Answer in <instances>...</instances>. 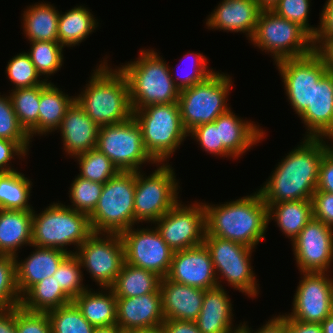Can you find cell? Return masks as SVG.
<instances>
[{
    "label": "cell",
    "mask_w": 333,
    "mask_h": 333,
    "mask_svg": "<svg viewBox=\"0 0 333 333\" xmlns=\"http://www.w3.org/2000/svg\"><path fill=\"white\" fill-rule=\"evenodd\" d=\"M252 328L247 325V322H243L240 332L241 333H288L287 331V318L282 315H275L270 320L266 321L257 330H251Z\"/></svg>",
    "instance_id": "cell-53"
},
{
    "label": "cell",
    "mask_w": 333,
    "mask_h": 333,
    "mask_svg": "<svg viewBox=\"0 0 333 333\" xmlns=\"http://www.w3.org/2000/svg\"><path fill=\"white\" fill-rule=\"evenodd\" d=\"M164 320L161 293L117 297L116 325L124 333L159 326Z\"/></svg>",
    "instance_id": "cell-22"
},
{
    "label": "cell",
    "mask_w": 333,
    "mask_h": 333,
    "mask_svg": "<svg viewBox=\"0 0 333 333\" xmlns=\"http://www.w3.org/2000/svg\"><path fill=\"white\" fill-rule=\"evenodd\" d=\"M155 166L157 169L148 176L142 170L135 172L134 221L138 224L152 225L180 199L179 180L172 165L158 163Z\"/></svg>",
    "instance_id": "cell-10"
},
{
    "label": "cell",
    "mask_w": 333,
    "mask_h": 333,
    "mask_svg": "<svg viewBox=\"0 0 333 333\" xmlns=\"http://www.w3.org/2000/svg\"><path fill=\"white\" fill-rule=\"evenodd\" d=\"M73 159L77 160L79 165L78 176L104 184L110 178L116 176L120 170L97 148L82 153Z\"/></svg>",
    "instance_id": "cell-39"
},
{
    "label": "cell",
    "mask_w": 333,
    "mask_h": 333,
    "mask_svg": "<svg viewBox=\"0 0 333 333\" xmlns=\"http://www.w3.org/2000/svg\"><path fill=\"white\" fill-rule=\"evenodd\" d=\"M182 204L179 200L159 220L155 228L173 252L202 245L206 234L203 202Z\"/></svg>",
    "instance_id": "cell-14"
},
{
    "label": "cell",
    "mask_w": 333,
    "mask_h": 333,
    "mask_svg": "<svg viewBox=\"0 0 333 333\" xmlns=\"http://www.w3.org/2000/svg\"><path fill=\"white\" fill-rule=\"evenodd\" d=\"M5 73L14 85L12 90L30 88L46 83L37 73L28 53L23 51L8 61Z\"/></svg>",
    "instance_id": "cell-44"
},
{
    "label": "cell",
    "mask_w": 333,
    "mask_h": 333,
    "mask_svg": "<svg viewBox=\"0 0 333 333\" xmlns=\"http://www.w3.org/2000/svg\"><path fill=\"white\" fill-rule=\"evenodd\" d=\"M312 218V200L272 203L267 206L268 225L274 220L281 233L292 242Z\"/></svg>",
    "instance_id": "cell-31"
},
{
    "label": "cell",
    "mask_w": 333,
    "mask_h": 333,
    "mask_svg": "<svg viewBox=\"0 0 333 333\" xmlns=\"http://www.w3.org/2000/svg\"><path fill=\"white\" fill-rule=\"evenodd\" d=\"M16 333H52L49 316L16 306Z\"/></svg>",
    "instance_id": "cell-49"
},
{
    "label": "cell",
    "mask_w": 333,
    "mask_h": 333,
    "mask_svg": "<svg viewBox=\"0 0 333 333\" xmlns=\"http://www.w3.org/2000/svg\"><path fill=\"white\" fill-rule=\"evenodd\" d=\"M231 299L225 287L205 290L201 311L195 323L201 333H239V325L234 322ZM233 321V322H232Z\"/></svg>",
    "instance_id": "cell-27"
},
{
    "label": "cell",
    "mask_w": 333,
    "mask_h": 333,
    "mask_svg": "<svg viewBox=\"0 0 333 333\" xmlns=\"http://www.w3.org/2000/svg\"><path fill=\"white\" fill-rule=\"evenodd\" d=\"M316 191L333 193V147L323 156Z\"/></svg>",
    "instance_id": "cell-52"
},
{
    "label": "cell",
    "mask_w": 333,
    "mask_h": 333,
    "mask_svg": "<svg viewBox=\"0 0 333 333\" xmlns=\"http://www.w3.org/2000/svg\"><path fill=\"white\" fill-rule=\"evenodd\" d=\"M310 0H279V2L273 7L277 15L295 22L303 27L312 37L318 30L317 27H313L309 22L310 14Z\"/></svg>",
    "instance_id": "cell-47"
},
{
    "label": "cell",
    "mask_w": 333,
    "mask_h": 333,
    "mask_svg": "<svg viewBox=\"0 0 333 333\" xmlns=\"http://www.w3.org/2000/svg\"><path fill=\"white\" fill-rule=\"evenodd\" d=\"M0 333H16V306L0 309Z\"/></svg>",
    "instance_id": "cell-58"
},
{
    "label": "cell",
    "mask_w": 333,
    "mask_h": 333,
    "mask_svg": "<svg viewBox=\"0 0 333 333\" xmlns=\"http://www.w3.org/2000/svg\"><path fill=\"white\" fill-rule=\"evenodd\" d=\"M30 43V51L27 53L35 66L37 73L43 76L46 82L57 71L61 70L64 63L63 49L59 42L52 41H34Z\"/></svg>",
    "instance_id": "cell-38"
},
{
    "label": "cell",
    "mask_w": 333,
    "mask_h": 333,
    "mask_svg": "<svg viewBox=\"0 0 333 333\" xmlns=\"http://www.w3.org/2000/svg\"><path fill=\"white\" fill-rule=\"evenodd\" d=\"M292 243V251L301 272L331 273L333 264V228L312 218ZM330 269V270H329Z\"/></svg>",
    "instance_id": "cell-18"
},
{
    "label": "cell",
    "mask_w": 333,
    "mask_h": 333,
    "mask_svg": "<svg viewBox=\"0 0 333 333\" xmlns=\"http://www.w3.org/2000/svg\"><path fill=\"white\" fill-rule=\"evenodd\" d=\"M75 101V96H69L56 87L49 80L41 85V96L39 106V136H46L57 131L67 109Z\"/></svg>",
    "instance_id": "cell-32"
},
{
    "label": "cell",
    "mask_w": 333,
    "mask_h": 333,
    "mask_svg": "<svg viewBox=\"0 0 333 333\" xmlns=\"http://www.w3.org/2000/svg\"><path fill=\"white\" fill-rule=\"evenodd\" d=\"M19 124L30 139L39 135V106L41 85L8 92Z\"/></svg>",
    "instance_id": "cell-37"
},
{
    "label": "cell",
    "mask_w": 333,
    "mask_h": 333,
    "mask_svg": "<svg viewBox=\"0 0 333 333\" xmlns=\"http://www.w3.org/2000/svg\"><path fill=\"white\" fill-rule=\"evenodd\" d=\"M57 130L61 134L62 149L71 158L96 148L99 126L87 116L76 100L67 109Z\"/></svg>",
    "instance_id": "cell-23"
},
{
    "label": "cell",
    "mask_w": 333,
    "mask_h": 333,
    "mask_svg": "<svg viewBox=\"0 0 333 333\" xmlns=\"http://www.w3.org/2000/svg\"><path fill=\"white\" fill-rule=\"evenodd\" d=\"M127 333H166L163 325L151 327V328H144V329H138L133 330Z\"/></svg>",
    "instance_id": "cell-61"
},
{
    "label": "cell",
    "mask_w": 333,
    "mask_h": 333,
    "mask_svg": "<svg viewBox=\"0 0 333 333\" xmlns=\"http://www.w3.org/2000/svg\"><path fill=\"white\" fill-rule=\"evenodd\" d=\"M106 56L93 70L83 91L75 100L99 127L124 122L133 116L129 86L117 67L112 69Z\"/></svg>",
    "instance_id": "cell-3"
},
{
    "label": "cell",
    "mask_w": 333,
    "mask_h": 333,
    "mask_svg": "<svg viewBox=\"0 0 333 333\" xmlns=\"http://www.w3.org/2000/svg\"><path fill=\"white\" fill-rule=\"evenodd\" d=\"M232 82L230 75L216 71L204 81L180 91L178 105L188 133L194 127L214 122L231 108L227 101Z\"/></svg>",
    "instance_id": "cell-9"
},
{
    "label": "cell",
    "mask_w": 333,
    "mask_h": 333,
    "mask_svg": "<svg viewBox=\"0 0 333 333\" xmlns=\"http://www.w3.org/2000/svg\"><path fill=\"white\" fill-rule=\"evenodd\" d=\"M81 269L78 257L75 254H69L52 276L72 300L89 288L88 285L83 284L84 274Z\"/></svg>",
    "instance_id": "cell-43"
},
{
    "label": "cell",
    "mask_w": 333,
    "mask_h": 333,
    "mask_svg": "<svg viewBox=\"0 0 333 333\" xmlns=\"http://www.w3.org/2000/svg\"><path fill=\"white\" fill-rule=\"evenodd\" d=\"M72 182L68 191L71 205L66 206L89 216L98 203L104 184L83 179L78 175Z\"/></svg>",
    "instance_id": "cell-41"
},
{
    "label": "cell",
    "mask_w": 333,
    "mask_h": 333,
    "mask_svg": "<svg viewBox=\"0 0 333 333\" xmlns=\"http://www.w3.org/2000/svg\"><path fill=\"white\" fill-rule=\"evenodd\" d=\"M287 319L321 323L333 313V276L328 272H301Z\"/></svg>",
    "instance_id": "cell-17"
},
{
    "label": "cell",
    "mask_w": 333,
    "mask_h": 333,
    "mask_svg": "<svg viewBox=\"0 0 333 333\" xmlns=\"http://www.w3.org/2000/svg\"><path fill=\"white\" fill-rule=\"evenodd\" d=\"M21 298L16 282L15 258L0 255V309L20 306Z\"/></svg>",
    "instance_id": "cell-45"
},
{
    "label": "cell",
    "mask_w": 333,
    "mask_h": 333,
    "mask_svg": "<svg viewBox=\"0 0 333 333\" xmlns=\"http://www.w3.org/2000/svg\"><path fill=\"white\" fill-rule=\"evenodd\" d=\"M133 117L142 130L148 154L157 163H168L188 136L178 103L154 104L132 109ZM182 143V144H181Z\"/></svg>",
    "instance_id": "cell-6"
},
{
    "label": "cell",
    "mask_w": 333,
    "mask_h": 333,
    "mask_svg": "<svg viewBox=\"0 0 333 333\" xmlns=\"http://www.w3.org/2000/svg\"><path fill=\"white\" fill-rule=\"evenodd\" d=\"M203 243L210 252L218 287H223L221 282L224 280L248 298H256L260 287L251 266V256L255 250L216 236H205Z\"/></svg>",
    "instance_id": "cell-11"
},
{
    "label": "cell",
    "mask_w": 333,
    "mask_h": 333,
    "mask_svg": "<svg viewBox=\"0 0 333 333\" xmlns=\"http://www.w3.org/2000/svg\"><path fill=\"white\" fill-rule=\"evenodd\" d=\"M287 331L288 333H322V327L320 323L287 319Z\"/></svg>",
    "instance_id": "cell-57"
},
{
    "label": "cell",
    "mask_w": 333,
    "mask_h": 333,
    "mask_svg": "<svg viewBox=\"0 0 333 333\" xmlns=\"http://www.w3.org/2000/svg\"><path fill=\"white\" fill-rule=\"evenodd\" d=\"M0 139L17 142L27 153L32 142L19 124L8 94L0 95Z\"/></svg>",
    "instance_id": "cell-42"
},
{
    "label": "cell",
    "mask_w": 333,
    "mask_h": 333,
    "mask_svg": "<svg viewBox=\"0 0 333 333\" xmlns=\"http://www.w3.org/2000/svg\"><path fill=\"white\" fill-rule=\"evenodd\" d=\"M94 333H124L118 325L108 327H96Z\"/></svg>",
    "instance_id": "cell-60"
},
{
    "label": "cell",
    "mask_w": 333,
    "mask_h": 333,
    "mask_svg": "<svg viewBox=\"0 0 333 333\" xmlns=\"http://www.w3.org/2000/svg\"><path fill=\"white\" fill-rule=\"evenodd\" d=\"M99 289L101 291L95 292L93 288L89 287L79 294L73 302L81 310L83 317L94 327L116 325L117 297L110 288Z\"/></svg>",
    "instance_id": "cell-29"
},
{
    "label": "cell",
    "mask_w": 333,
    "mask_h": 333,
    "mask_svg": "<svg viewBox=\"0 0 333 333\" xmlns=\"http://www.w3.org/2000/svg\"><path fill=\"white\" fill-rule=\"evenodd\" d=\"M73 300L54 278L48 277L33 285L21 298V307L30 312L47 313Z\"/></svg>",
    "instance_id": "cell-35"
},
{
    "label": "cell",
    "mask_w": 333,
    "mask_h": 333,
    "mask_svg": "<svg viewBox=\"0 0 333 333\" xmlns=\"http://www.w3.org/2000/svg\"><path fill=\"white\" fill-rule=\"evenodd\" d=\"M125 262L167 277L173 256L172 249L154 227L131 228L120 233Z\"/></svg>",
    "instance_id": "cell-15"
},
{
    "label": "cell",
    "mask_w": 333,
    "mask_h": 333,
    "mask_svg": "<svg viewBox=\"0 0 333 333\" xmlns=\"http://www.w3.org/2000/svg\"><path fill=\"white\" fill-rule=\"evenodd\" d=\"M311 200L313 218L333 228V193L315 191Z\"/></svg>",
    "instance_id": "cell-50"
},
{
    "label": "cell",
    "mask_w": 333,
    "mask_h": 333,
    "mask_svg": "<svg viewBox=\"0 0 333 333\" xmlns=\"http://www.w3.org/2000/svg\"><path fill=\"white\" fill-rule=\"evenodd\" d=\"M35 3L24 9L21 19L23 32L29 42H58L59 11L53 4Z\"/></svg>",
    "instance_id": "cell-30"
},
{
    "label": "cell",
    "mask_w": 333,
    "mask_h": 333,
    "mask_svg": "<svg viewBox=\"0 0 333 333\" xmlns=\"http://www.w3.org/2000/svg\"><path fill=\"white\" fill-rule=\"evenodd\" d=\"M332 147L331 139L303 137L300 144L278 162L272 175L258 190L267 206L311 200L317 188L320 163Z\"/></svg>",
    "instance_id": "cell-1"
},
{
    "label": "cell",
    "mask_w": 333,
    "mask_h": 333,
    "mask_svg": "<svg viewBox=\"0 0 333 333\" xmlns=\"http://www.w3.org/2000/svg\"><path fill=\"white\" fill-rule=\"evenodd\" d=\"M189 54L192 57L189 56ZM188 57L193 58L192 60L190 59V61H193V62H191V64H190L191 66L187 67L190 69L186 70L187 68H185L184 71H186V72L183 76L178 73L177 74L179 76L178 75L174 76V74L172 72L174 70V68L172 69V67H169L170 71H171V77L174 81V84L180 91L185 88L192 87L193 85L204 81L209 76H211L214 72H216L212 68L207 66L208 58H206L202 53L188 52L187 54L184 55L183 58L186 60V59H188Z\"/></svg>",
    "instance_id": "cell-46"
},
{
    "label": "cell",
    "mask_w": 333,
    "mask_h": 333,
    "mask_svg": "<svg viewBox=\"0 0 333 333\" xmlns=\"http://www.w3.org/2000/svg\"><path fill=\"white\" fill-rule=\"evenodd\" d=\"M216 128L219 144H223L235 160L266 137L260 125L250 120H242L231 108L216 119Z\"/></svg>",
    "instance_id": "cell-24"
},
{
    "label": "cell",
    "mask_w": 333,
    "mask_h": 333,
    "mask_svg": "<svg viewBox=\"0 0 333 333\" xmlns=\"http://www.w3.org/2000/svg\"><path fill=\"white\" fill-rule=\"evenodd\" d=\"M154 50L141 49L136 60L118 67L127 79L132 109L178 103L180 90L171 77L169 64Z\"/></svg>",
    "instance_id": "cell-4"
},
{
    "label": "cell",
    "mask_w": 333,
    "mask_h": 333,
    "mask_svg": "<svg viewBox=\"0 0 333 333\" xmlns=\"http://www.w3.org/2000/svg\"><path fill=\"white\" fill-rule=\"evenodd\" d=\"M333 37V0H327L320 14L318 30L313 38Z\"/></svg>",
    "instance_id": "cell-54"
},
{
    "label": "cell",
    "mask_w": 333,
    "mask_h": 333,
    "mask_svg": "<svg viewBox=\"0 0 333 333\" xmlns=\"http://www.w3.org/2000/svg\"><path fill=\"white\" fill-rule=\"evenodd\" d=\"M30 179L18 170L0 173V209L33 211L29 203L33 188Z\"/></svg>",
    "instance_id": "cell-36"
},
{
    "label": "cell",
    "mask_w": 333,
    "mask_h": 333,
    "mask_svg": "<svg viewBox=\"0 0 333 333\" xmlns=\"http://www.w3.org/2000/svg\"><path fill=\"white\" fill-rule=\"evenodd\" d=\"M205 236H216L255 249L268 229L267 204L256 192L224 204L204 202Z\"/></svg>",
    "instance_id": "cell-2"
},
{
    "label": "cell",
    "mask_w": 333,
    "mask_h": 333,
    "mask_svg": "<svg viewBox=\"0 0 333 333\" xmlns=\"http://www.w3.org/2000/svg\"><path fill=\"white\" fill-rule=\"evenodd\" d=\"M96 148L122 172L140 171L147 163L158 164L146 151L141 127L133 116L121 123L100 126Z\"/></svg>",
    "instance_id": "cell-12"
},
{
    "label": "cell",
    "mask_w": 333,
    "mask_h": 333,
    "mask_svg": "<svg viewBox=\"0 0 333 333\" xmlns=\"http://www.w3.org/2000/svg\"><path fill=\"white\" fill-rule=\"evenodd\" d=\"M75 255L99 288H110L125 262L124 246L118 233L93 232Z\"/></svg>",
    "instance_id": "cell-13"
},
{
    "label": "cell",
    "mask_w": 333,
    "mask_h": 333,
    "mask_svg": "<svg viewBox=\"0 0 333 333\" xmlns=\"http://www.w3.org/2000/svg\"><path fill=\"white\" fill-rule=\"evenodd\" d=\"M52 333H94L96 327L90 324L74 302L47 312Z\"/></svg>",
    "instance_id": "cell-40"
},
{
    "label": "cell",
    "mask_w": 333,
    "mask_h": 333,
    "mask_svg": "<svg viewBox=\"0 0 333 333\" xmlns=\"http://www.w3.org/2000/svg\"><path fill=\"white\" fill-rule=\"evenodd\" d=\"M314 52L321 58L329 72H333V37L313 38Z\"/></svg>",
    "instance_id": "cell-55"
},
{
    "label": "cell",
    "mask_w": 333,
    "mask_h": 333,
    "mask_svg": "<svg viewBox=\"0 0 333 333\" xmlns=\"http://www.w3.org/2000/svg\"><path fill=\"white\" fill-rule=\"evenodd\" d=\"M135 172L120 171L103 185L102 194L89 215L94 233H118L137 224L134 221Z\"/></svg>",
    "instance_id": "cell-8"
},
{
    "label": "cell",
    "mask_w": 333,
    "mask_h": 333,
    "mask_svg": "<svg viewBox=\"0 0 333 333\" xmlns=\"http://www.w3.org/2000/svg\"><path fill=\"white\" fill-rule=\"evenodd\" d=\"M167 278L173 282L203 290L218 286L212 258L204 243L173 252Z\"/></svg>",
    "instance_id": "cell-19"
},
{
    "label": "cell",
    "mask_w": 333,
    "mask_h": 333,
    "mask_svg": "<svg viewBox=\"0 0 333 333\" xmlns=\"http://www.w3.org/2000/svg\"><path fill=\"white\" fill-rule=\"evenodd\" d=\"M162 325L166 333H201L195 321L165 319Z\"/></svg>",
    "instance_id": "cell-56"
},
{
    "label": "cell",
    "mask_w": 333,
    "mask_h": 333,
    "mask_svg": "<svg viewBox=\"0 0 333 333\" xmlns=\"http://www.w3.org/2000/svg\"><path fill=\"white\" fill-rule=\"evenodd\" d=\"M261 11L256 0H222L208 15L205 25L210 30L245 33L250 40Z\"/></svg>",
    "instance_id": "cell-21"
},
{
    "label": "cell",
    "mask_w": 333,
    "mask_h": 333,
    "mask_svg": "<svg viewBox=\"0 0 333 333\" xmlns=\"http://www.w3.org/2000/svg\"><path fill=\"white\" fill-rule=\"evenodd\" d=\"M262 10H272L279 0H256Z\"/></svg>",
    "instance_id": "cell-62"
},
{
    "label": "cell",
    "mask_w": 333,
    "mask_h": 333,
    "mask_svg": "<svg viewBox=\"0 0 333 333\" xmlns=\"http://www.w3.org/2000/svg\"><path fill=\"white\" fill-rule=\"evenodd\" d=\"M59 12L58 42L64 47L79 46L96 30L99 22L85 6H75Z\"/></svg>",
    "instance_id": "cell-33"
},
{
    "label": "cell",
    "mask_w": 333,
    "mask_h": 333,
    "mask_svg": "<svg viewBox=\"0 0 333 333\" xmlns=\"http://www.w3.org/2000/svg\"><path fill=\"white\" fill-rule=\"evenodd\" d=\"M27 154L17 142L0 139V173L16 171L10 164L11 160H15L17 157L19 160L23 157L24 160Z\"/></svg>",
    "instance_id": "cell-51"
},
{
    "label": "cell",
    "mask_w": 333,
    "mask_h": 333,
    "mask_svg": "<svg viewBox=\"0 0 333 333\" xmlns=\"http://www.w3.org/2000/svg\"><path fill=\"white\" fill-rule=\"evenodd\" d=\"M288 102L298 116L312 103L313 87L328 71L321 58L313 51L299 58L276 62Z\"/></svg>",
    "instance_id": "cell-16"
},
{
    "label": "cell",
    "mask_w": 333,
    "mask_h": 333,
    "mask_svg": "<svg viewBox=\"0 0 333 333\" xmlns=\"http://www.w3.org/2000/svg\"><path fill=\"white\" fill-rule=\"evenodd\" d=\"M43 209L38 214L33 209L32 245L57 248L75 254L76 251L67 250V245H74L77 250L93 233L89 216L85 213L69 208L59 201Z\"/></svg>",
    "instance_id": "cell-5"
},
{
    "label": "cell",
    "mask_w": 333,
    "mask_h": 333,
    "mask_svg": "<svg viewBox=\"0 0 333 333\" xmlns=\"http://www.w3.org/2000/svg\"><path fill=\"white\" fill-rule=\"evenodd\" d=\"M322 333H333V313L321 323Z\"/></svg>",
    "instance_id": "cell-59"
},
{
    "label": "cell",
    "mask_w": 333,
    "mask_h": 333,
    "mask_svg": "<svg viewBox=\"0 0 333 333\" xmlns=\"http://www.w3.org/2000/svg\"><path fill=\"white\" fill-rule=\"evenodd\" d=\"M192 139L199 142L202 150L224 158H233V156L223 147V144H219L218 128H216V120L211 123H206L194 127L189 133Z\"/></svg>",
    "instance_id": "cell-48"
},
{
    "label": "cell",
    "mask_w": 333,
    "mask_h": 333,
    "mask_svg": "<svg viewBox=\"0 0 333 333\" xmlns=\"http://www.w3.org/2000/svg\"><path fill=\"white\" fill-rule=\"evenodd\" d=\"M254 47L278 61L299 58L314 51L313 37L299 24L289 21L272 10H262L249 40Z\"/></svg>",
    "instance_id": "cell-7"
},
{
    "label": "cell",
    "mask_w": 333,
    "mask_h": 333,
    "mask_svg": "<svg viewBox=\"0 0 333 333\" xmlns=\"http://www.w3.org/2000/svg\"><path fill=\"white\" fill-rule=\"evenodd\" d=\"M298 117L306 127L304 137L333 140V72L314 85L312 103Z\"/></svg>",
    "instance_id": "cell-20"
},
{
    "label": "cell",
    "mask_w": 333,
    "mask_h": 333,
    "mask_svg": "<svg viewBox=\"0 0 333 333\" xmlns=\"http://www.w3.org/2000/svg\"><path fill=\"white\" fill-rule=\"evenodd\" d=\"M32 219L33 211L0 209V255L15 257L32 245Z\"/></svg>",
    "instance_id": "cell-28"
},
{
    "label": "cell",
    "mask_w": 333,
    "mask_h": 333,
    "mask_svg": "<svg viewBox=\"0 0 333 333\" xmlns=\"http://www.w3.org/2000/svg\"><path fill=\"white\" fill-rule=\"evenodd\" d=\"M160 281L154 272L124 262L110 289L116 297H135L160 293Z\"/></svg>",
    "instance_id": "cell-34"
},
{
    "label": "cell",
    "mask_w": 333,
    "mask_h": 333,
    "mask_svg": "<svg viewBox=\"0 0 333 333\" xmlns=\"http://www.w3.org/2000/svg\"><path fill=\"white\" fill-rule=\"evenodd\" d=\"M24 260L15 256L16 282L22 297L33 285L51 277L62 261L69 255L68 252L57 248L37 247Z\"/></svg>",
    "instance_id": "cell-25"
},
{
    "label": "cell",
    "mask_w": 333,
    "mask_h": 333,
    "mask_svg": "<svg viewBox=\"0 0 333 333\" xmlns=\"http://www.w3.org/2000/svg\"><path fill=\"white\" fill-rule=\"evenodd\" d=\"M160 293L165 319L195 321L201 311L205 290L161 278Z\"/></svg>",
    "instance_id": "cell-26"
}]
</instances>
